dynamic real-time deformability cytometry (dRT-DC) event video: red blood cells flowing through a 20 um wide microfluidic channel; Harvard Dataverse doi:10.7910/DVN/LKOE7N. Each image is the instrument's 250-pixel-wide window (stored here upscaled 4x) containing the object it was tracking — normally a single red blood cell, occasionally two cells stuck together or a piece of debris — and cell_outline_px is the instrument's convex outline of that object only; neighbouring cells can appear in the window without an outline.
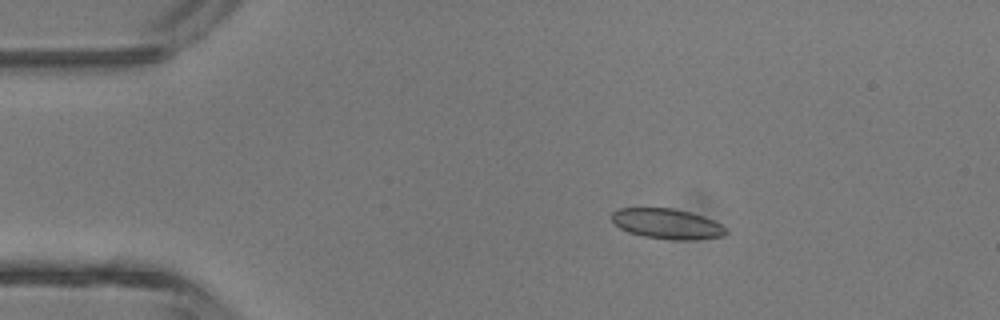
{"species": "common noctule bat (a hibernating species)", "species_latin": "Nyctalus noctula", "temperature_condition": "room temperature", "stored_images_in_passage": 4, "camera_frame_rate_fps": 3000, "um_per_image_px": 0.085, "animal": {"sex": "male", "body_mass_g": 13.3}, "frame": {"image": 1, "passage_image": 2, "time_ms": 1.333, "image_size_px": [1000, 320], "cell_outline_px": [[728, 232], [724, 236], [692, 240], [672, 240], [644, 236], [628, 232], [620, 228], [612, 220], [612, 212], [620, 208], [672, 208], [704, 216], [720, 224]], "centroid_in_image_um": [56.7, 19.03], "position_along_channel_um": 28.3, "area_um2": 20.0}}
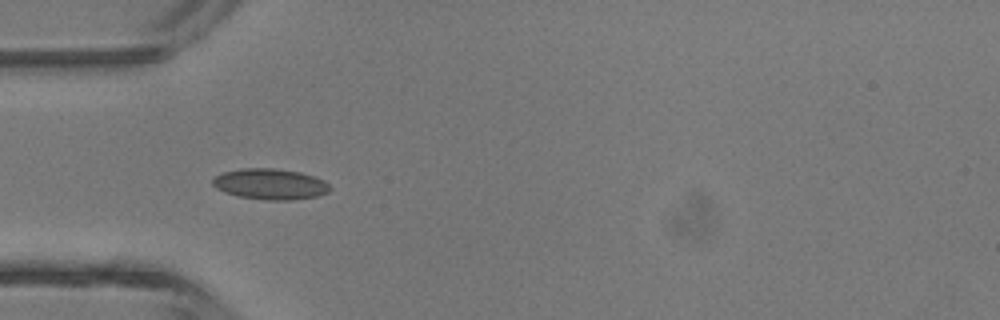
{"frame": {"image": 2, "passage_image": 3, "time_ms": 3.333, "image_size_px": [1000, 320], "cell_outline_px": [[332, 188], [328, 192], [316, 196], [292, 200], [268, 200], [240, 196], [224, 192], [216, 188], [212, 184], [212, 180], [216, 176], [224, 172], [240, 168], [272, 168], [300, 172], [324, 180]], "centroid_in_image_um": [22.97, 15.64], "position_along_channel_um": 62.0, "area_um2": 20.92}}
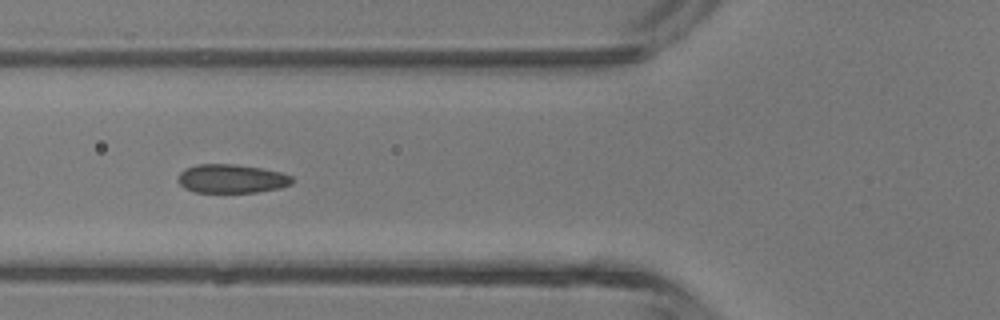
{"frame": {"image": 3, "passage_image": 4, "time_ms": 4.333, "image_size_px": [1000, 320], "cell_outline_px": [[292, 184], [280, 188], [256, 192], [196, 192], [184, 188], [176, 180], [180, 172], [184, 168], [196, 164], [236, 164], [260, 168], [280, 172], [292, 176]], "centroid_in_image_um": [19.65, 15.18], "position_along_channel_um": 106.2, "area_um2": 19.19}}